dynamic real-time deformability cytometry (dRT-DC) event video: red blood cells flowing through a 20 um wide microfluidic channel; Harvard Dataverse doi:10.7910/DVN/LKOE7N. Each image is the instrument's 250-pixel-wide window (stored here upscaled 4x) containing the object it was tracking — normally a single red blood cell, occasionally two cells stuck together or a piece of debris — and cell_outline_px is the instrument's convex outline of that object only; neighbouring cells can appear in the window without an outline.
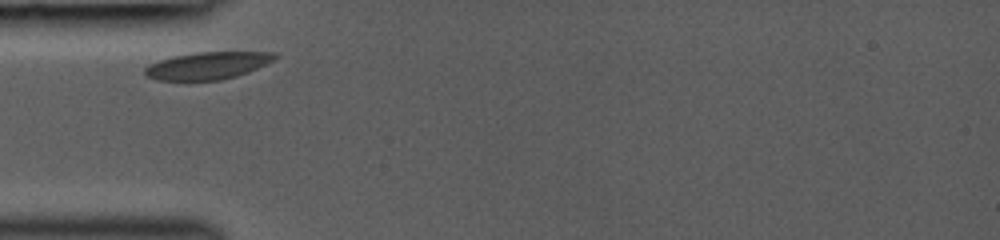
{"species": "common noctule bat (a hibernating species)", "species_latin": "Nyctalus noctula", "temperature_condition": "room temperature", "stored_images_in_passage": 2, "camera_frame_rate_fps": 3000, "um_per_image_px": 0.085, "animal": {"sex": "female", "body_mass_g": 19.0, "forearm_length_mm": 53.3}, "frame": {"image": 1, "passage_image": 1, "time_ms": 0.0, "image_size_px": [1000, 240], "cell_outline_px": [[280, 56], [248, 72], [236, 76], [220, 80], [156, 80], [144, 76], [144, 68], [160, 60], [172, 56], [196, 52], [276, 52]], "centroid_in_image_um": [17.63, 5.57], "position_along_channel_um": 67.4, "area_um2": 20.58}}